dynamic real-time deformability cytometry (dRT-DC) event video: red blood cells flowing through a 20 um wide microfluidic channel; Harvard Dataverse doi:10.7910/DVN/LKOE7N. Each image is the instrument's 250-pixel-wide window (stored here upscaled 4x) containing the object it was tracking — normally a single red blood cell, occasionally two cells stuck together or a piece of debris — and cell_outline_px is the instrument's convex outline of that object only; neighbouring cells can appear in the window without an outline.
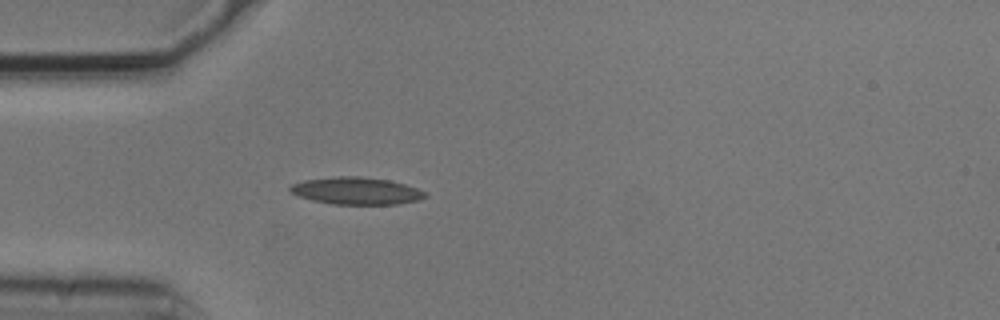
{"species": "common noctule bat (a hibernating species)", "species_latin": "Nyctalus noctula", "temperature_condition": "cold", "stored_images_in_passage": 1, "camera_frame_rate_fps": 3000, "um_per_image_px": 0.085, "animal": {"sex": "male", "body_mass_g": 20.5, "forearm_length_mm": 52.5}, "frame": {"image": 1, "passage_image": 1, "time_ms": 0.0, "image_size_px": [1000, 320], "cell_outline_px": [[428, 196], [420, 200], [396, 204], [332, 204], [312, 200], [300, 196], [292, 192], [288, 188], [292, 184], [304, 180], [336, 176], [360, 176], [388, 180], [404, 184], [416, 188], [424, 192]], "centroid_in_image_um": [30.29, 16.22], "position_along_channel_um": 54.7, "area_um2": 21.27}}